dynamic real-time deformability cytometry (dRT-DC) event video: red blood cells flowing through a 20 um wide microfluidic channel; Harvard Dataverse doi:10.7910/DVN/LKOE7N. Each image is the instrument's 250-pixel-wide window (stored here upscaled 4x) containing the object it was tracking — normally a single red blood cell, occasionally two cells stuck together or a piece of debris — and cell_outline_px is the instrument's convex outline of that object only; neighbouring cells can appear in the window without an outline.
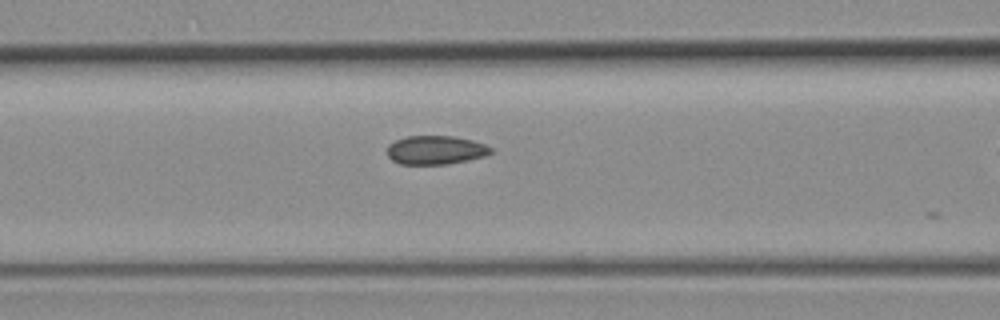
{"species": "common noctule bat (a hibernating species)", "species_latin": "Nyctalus noctula", "temperature_condition": "room temperature", "stored_images_in_passage": 27, "camera_frame_rate_fps": 3000, "um_per_image_px": 0.085, "animal": {"sex": "female", "body_mass_g": 19.3, "forearm_length_mm": 54.1}, "frame": {"image": 1, "passage_image": 5, "time_ms": 1.333, "image_size_px": [1000, 320], "cell_outline_px": [[496, 152], [484, 156], [468, 160], [448, 164], [400, 164], [392, 160], [388, 156], [388, 144], [396, 140], [408, 136], [456, 136], [472, 140], [484, 144], [492, 148]], "centroid_in_image_um": [37.06, 12.75], "position_along_channel_um": 129.5, "area_um2": 17.46}}
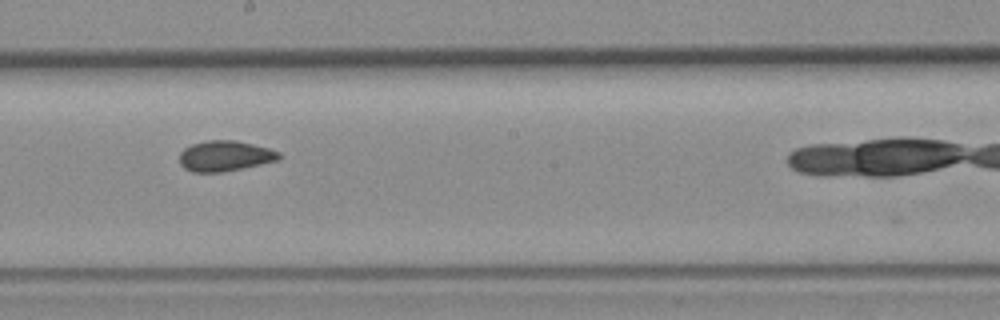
{"frame": {"image": 2, "passage_image": 13, "time_ms": 4.0, "image_size_px": [1000, 320], "cell_outline_px": [[280, 160], [224, 172], [192, 172], [184, 168], [180, 164], [180, 152], [184, 148], [192, 144], [208, 140], [236, 140], [268, 148], [280, 152]], "centroid_in_image_um": [19.12, 13.26], "position_along_channel_um": 229.1, "area_um2": 17.74}}
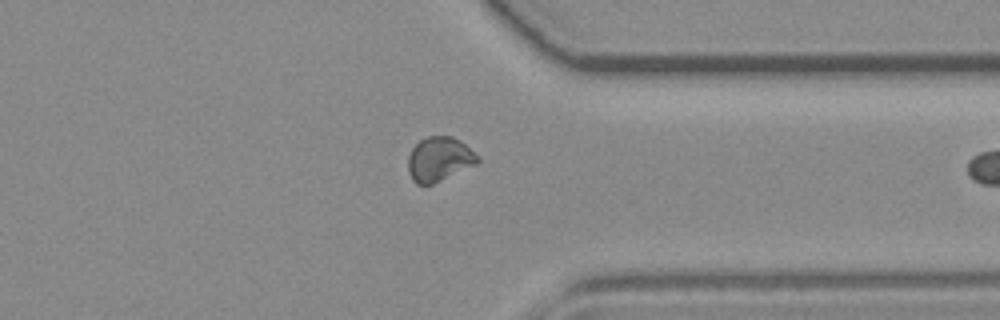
{"frame": {"image": 3, "passage_image": 25, "time_ms": 8.0, "image_size_px": [1000, 320], "cell_outline_px": [[480, 160], [476, 164], [432, 184], [416, 184], [412, 180], [408, 172], [408, 156], [412, 148], [420, 140], [428, 136], [452, 136], [460, 140], [480, 156]], "centroid_in_image_um": [37.33, 13.52], "position_along_channel_um": 374.1, "area_um2": 17.98}}